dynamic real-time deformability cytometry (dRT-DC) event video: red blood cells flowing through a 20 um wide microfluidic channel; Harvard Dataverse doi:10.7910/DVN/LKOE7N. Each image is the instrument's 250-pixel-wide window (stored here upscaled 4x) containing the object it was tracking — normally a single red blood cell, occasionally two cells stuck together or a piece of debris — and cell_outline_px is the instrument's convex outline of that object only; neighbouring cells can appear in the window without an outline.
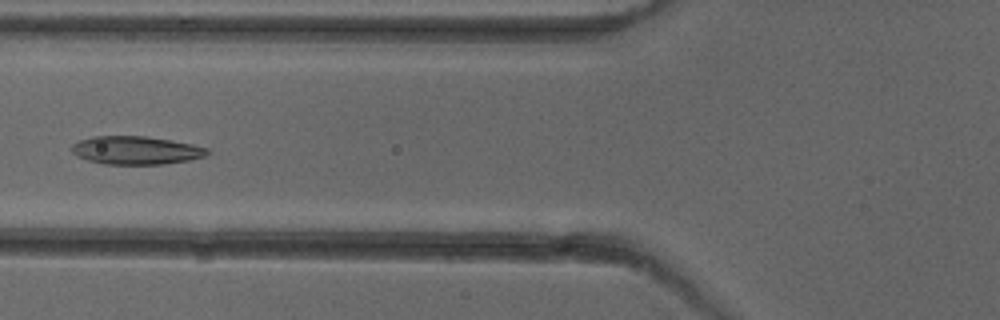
{"species": "common noctule bat (a hibernating species)", "species_latin": "Nyctalus noctula", "temperature_condition": "cold", "stored_images_in_passage": 6, "camera_frame_rate_fps": 3000, "um_per_image_px": 0.085, "animal": {"sex": "female"}, "frame": {"image": 1, "passage_image": 5, "time_ms": 4.667, "image_size_px": [1000, 320], "cell_outline_px": [[212, 152], [204, 156], [188, 160], [164, 164], [104, 164], [88, 160], [76, 156], [72, 152], [72, 144], [80, 140], [92, 136], [144, 136], [192, 144], [208, 148]], "centroid_in_image_um": [11.55, 12.78], "position_along_channel_um": 114.3, "area_um2": 22.2}}
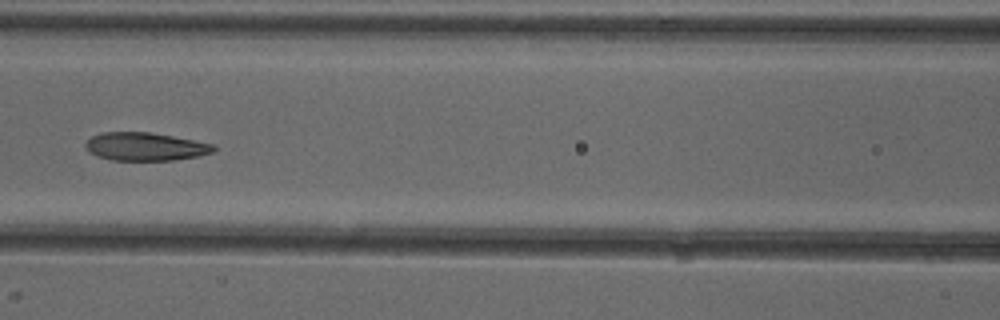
{"frame": {"image": 2, "passage_image": 6, "time_ms": 5.667, "image_size_px": [1000, 320], "cell_outline_px": [[216, 148], [212, 152], [200, 156], [172, 160], [112, 160], [96, 156], [88, 152], [84, 148], [84, 144], [92, 136], [100, 132], [148, 132], [172, 136], [216, 144]], "centroid_in_image_um": [12.33, 12.46], "position_along_channel_um": 154.3, "area_um2": 21.15}}